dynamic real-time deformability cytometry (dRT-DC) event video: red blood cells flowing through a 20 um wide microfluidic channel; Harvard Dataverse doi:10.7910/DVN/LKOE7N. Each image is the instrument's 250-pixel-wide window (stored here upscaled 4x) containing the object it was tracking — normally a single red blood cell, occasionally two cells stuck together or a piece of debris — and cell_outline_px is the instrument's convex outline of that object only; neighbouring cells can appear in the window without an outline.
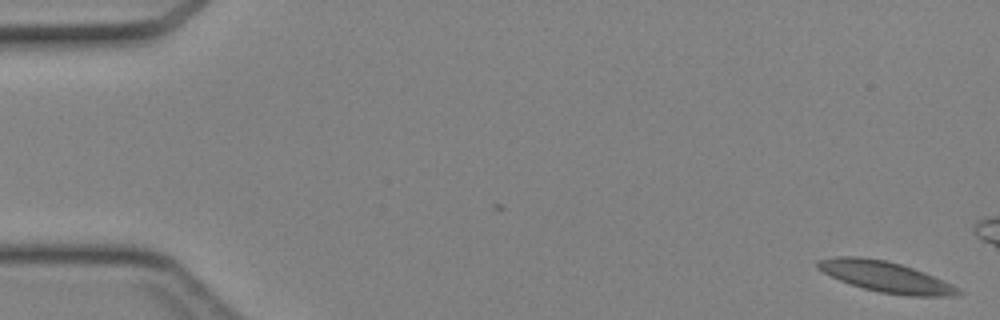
{"species": "Egyptian fruit bat (a non-hibernating species)", "species_latin": "Rousettus aegyptiacus", "temperature_condition": "cold", "stored_images_in_passage": 3, "camera_frame_rate_fps": 3000, "um_per_image_px": 0.085, "animal": {"sex": "female"}, "frame": {"image": 1, "passage_image": 3, "time_ms": 0.667, "image_size_px": [1000, 320], "cell_outline_px": [[964, 292], [948, 296], [908, 296], [880, 292], [864, 288], [840, 280], [816, 268], [816, 260], [836, 256], [860, 256], [884, 260], [900, 264], [924, 272], [952, 284], [960, 288]], "centroid_in_image_um": [75.27, 23.52], "position_along_channel_um": 9.7, "area_um2": 24.97}}